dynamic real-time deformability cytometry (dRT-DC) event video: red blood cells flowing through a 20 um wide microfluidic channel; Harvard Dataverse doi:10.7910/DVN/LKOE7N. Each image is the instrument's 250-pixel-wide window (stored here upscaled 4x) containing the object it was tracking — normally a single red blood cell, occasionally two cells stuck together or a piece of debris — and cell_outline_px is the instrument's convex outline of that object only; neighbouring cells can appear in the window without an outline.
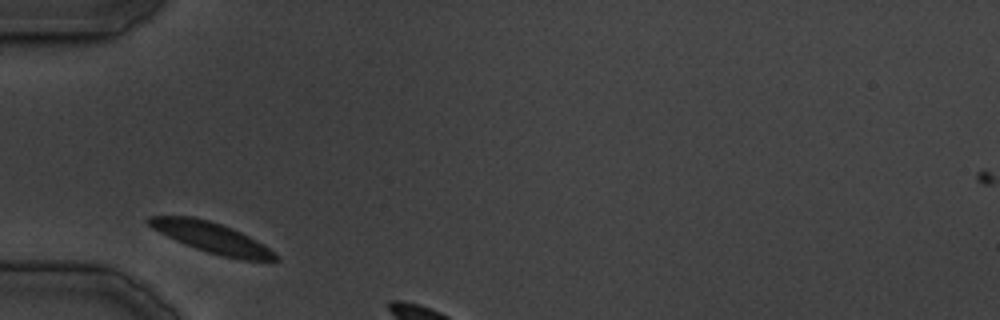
{"species": "common noctule bat (a hibernating species)", "species_latin": "Nyctalus noctula", "temperature_condition": "cold", "stored_images_in_passage": 3, "camera_frame_rate_fps": 3000, "um_per_image_px": 0.085, "animal": {"sex": "male", "body_mass_g": 19.5, "forearm_length_mm": 54.6}, "frame": {"image": 1, "passage_image": 1, "time_ms": 0.0, "image_size_px": [1000, 320], "cell_outline_px": [[280, 260], [240, 260], [208, 252], [184, 244], [152, 228], [144, 220], [148, 216], [192, 216], [208, 220], [232, 228], [256, 240], [276, 252], [280, 256]], "centroid_in_image_um": [18.0, 20.2], "position_along_channel_um": 67.0, "area_um2": 22.37}}